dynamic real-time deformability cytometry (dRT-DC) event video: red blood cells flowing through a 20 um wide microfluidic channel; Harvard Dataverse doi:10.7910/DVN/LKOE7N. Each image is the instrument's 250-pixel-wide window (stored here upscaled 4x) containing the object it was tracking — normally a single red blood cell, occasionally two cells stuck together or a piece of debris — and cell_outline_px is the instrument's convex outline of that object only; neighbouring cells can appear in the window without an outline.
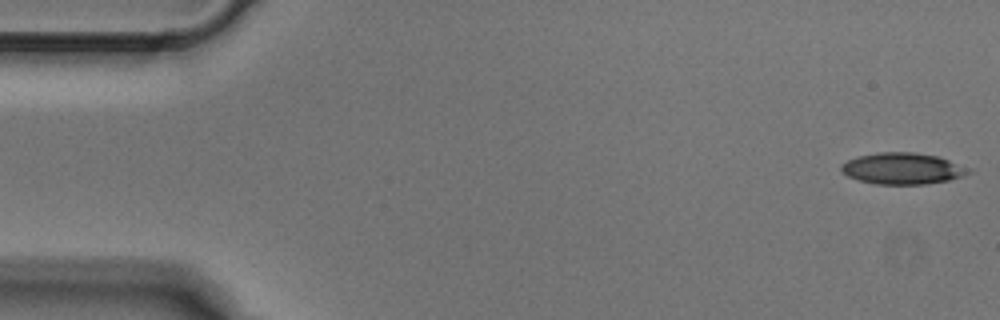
{"species": "Egyptian fruit bat (a non-hibernating species)", "species_latin": "Rousettus aegyptiacus", "temperature_condition": "cold", "stored_images_in_passage": 3, "camera_frame_rate_fps": 3000, "um_per_image_px": 0.085, "animal": {"sex": "male"}, "frame": {"image": 1, "passage_image": 1, "time_ms": 0.0, "image_size_px": [1000, 320], "cell_outline_px": [[972, 172], [948, 180], [924, 184], [876, 184], [860, 180], [848, 176], [840, 172], [840, 164], [856, 156], [876, 152], [912, 152], [936, 156], [972, 168]], "centroid_in_image_um": [76.68, 14.31], "position_along_channel_um": 8.3, "area_um2": 23.29}}